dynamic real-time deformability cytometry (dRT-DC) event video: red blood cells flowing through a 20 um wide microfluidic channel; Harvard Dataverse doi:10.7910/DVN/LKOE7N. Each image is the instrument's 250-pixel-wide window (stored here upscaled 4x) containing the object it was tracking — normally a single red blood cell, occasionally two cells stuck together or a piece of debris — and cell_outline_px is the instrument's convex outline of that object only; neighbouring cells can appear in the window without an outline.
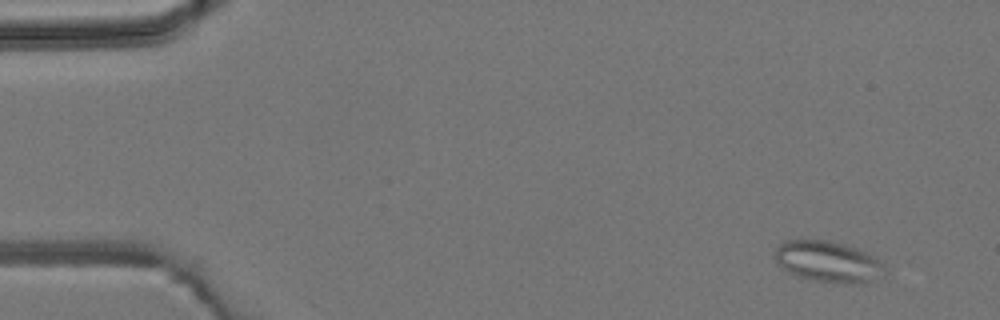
{"species": "common noctule bat (a hibernating species)", "species_latin": "Nyctalus noctula", "temperature_condition": "room temperature", "stored_images_in_passage": 5, "camera_frame_rate_fps": 3000, "um_per_image_px": 0.085, "animal": {"sex": "male", "body_mass_g": 19.2, "forearm_length_mm": 51.8}, "frame": {"image": 1, "passage_image": 2, "time_ms": 1.0, "image_size_px": [1000, 320], "cell_outline_px": [[884, 276], [864, 284], [856, 284], [816, 280], [796, 276], [780, 268], [776, 264], [776, 248], [784, 240], [828, 240], [844, 244], [856, 248], [872, 256], [884, 268]], "centroid_in_image_um": [70.35, 22.25], "position_along_channel_um": 14.6, "area_um2": 26.13}}
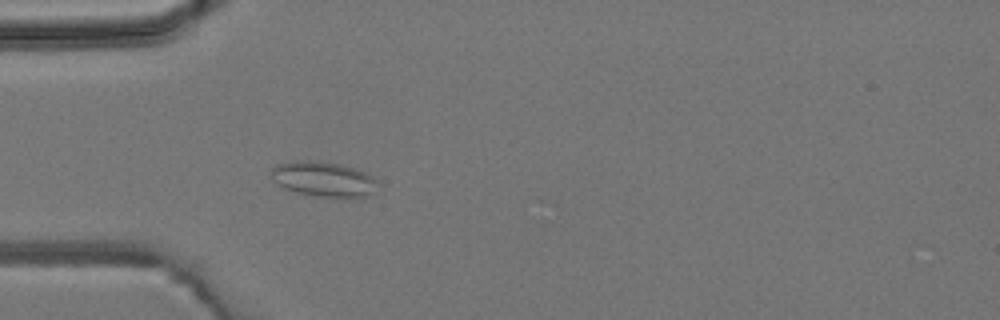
{"frame": {"image": 2, "passage_image": 5, "time_ms": 4.667, "image_size_px": [1000, 320], "cell_outline_px": [[376, 192], [364, 196], [344, 200], [312, 196], [296, 192], [284, 188], [276, 184], [272, 180], [272, 168], [276, 164], [292, 160], [312, 160], [340, 164], [364, 172], [372, 176], [376, 180]], "centroid_in_image_um": [27.48, 15.26], "position_along_channel_um": 57.5, "area_um2": 22.37}}